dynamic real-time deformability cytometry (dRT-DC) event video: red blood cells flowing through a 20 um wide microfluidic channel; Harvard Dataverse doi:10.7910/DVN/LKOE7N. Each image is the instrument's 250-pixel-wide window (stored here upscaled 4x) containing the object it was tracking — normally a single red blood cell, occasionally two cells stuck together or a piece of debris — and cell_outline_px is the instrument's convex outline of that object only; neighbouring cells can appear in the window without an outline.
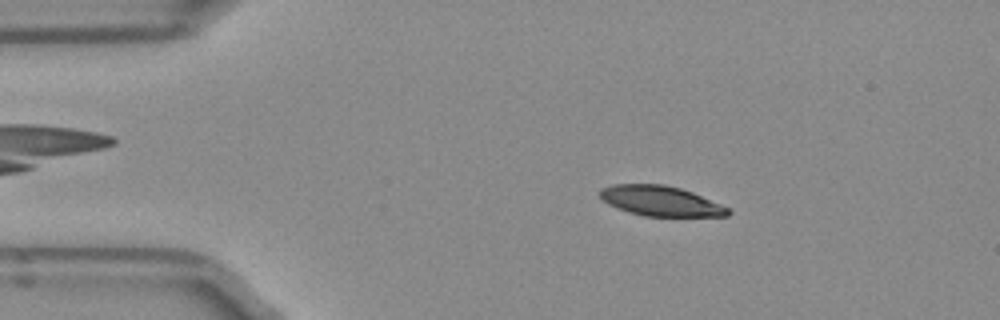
{"species": "Egyptian fruit bat (a non-hibernating species)", "species_latin": "Rousettus aegyptiacus", "temperature_condition": "room temperature", "stored_images_in_passage": 50, "camera_frame_rate_fps": 3000, "um_per_image_px": 0.085, "frame": {"image": 1, "passage_image": 8, "time_ms": 2.333, "image_size_px": [1000, 320], "cell_outline_px": [[732, 212], [728, 216], [644, 216], [628, 212], [616, 208], [608, 204], [600, 196], [600, 188], [612, 184], [664, 184], [680, 188], [692, 192], [720, 204], [728, 208]], "centroid_in_image_um": [56.13, 17.08], "position_along_channel_um": 28.9, "area_um2": 22.43}}
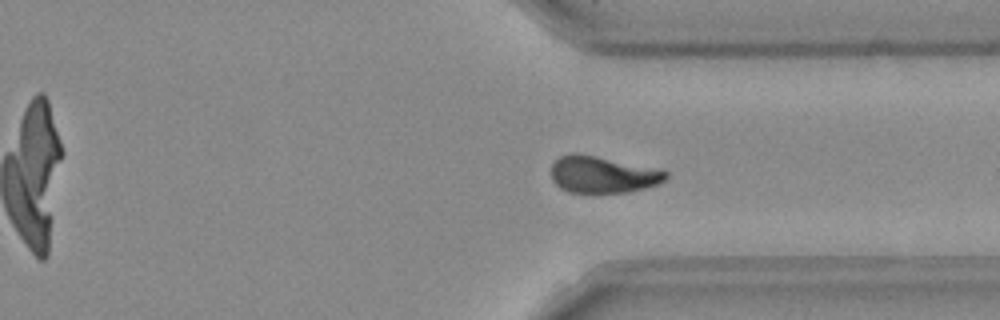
{"frame": {"image": 2, "passage_image": 37, "time_ms": 12.0, "image_size_px": [1000, 320], "cell_outline_px": [[668, 176], [660, 184], [628, 192], [568, 192], [560, 188], [552, 180], [552, 164], [560, 156], [572, 152], [576, 152], [664, 168], [668, 172]], "centroid_in_image_um": [51.29, 14.81], "position_along_channel_um": 360.1, "area_um2": 25.09}}
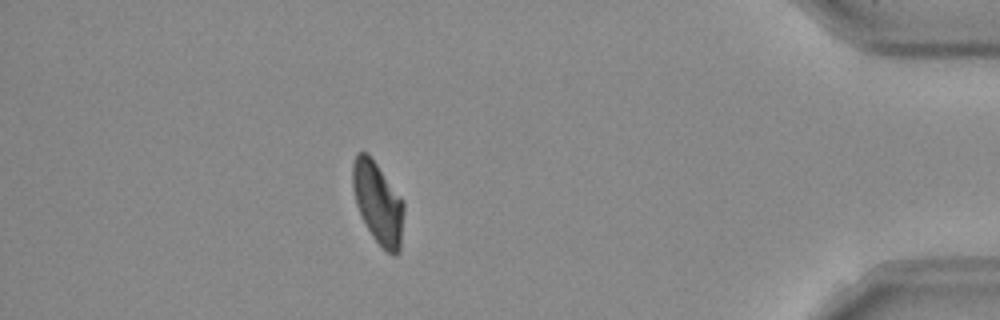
{"frame": {"image": 3, "passage_image": 44, "time_ms": 14.333, "image_size_px": [1000, 320], "cell_outline_px": [[404, 208], [400, 252], [396, 256], [392, 256], [372, 236], [356, 204], [352, 188], [352, 164], [356, 156], [360, 152], [368, 152], [404, 200]], "centroid_in_image_um": [32.14, 17.23], "position_along_channel_um": 403.1, "area_um2": 24.39}, "authors_computed_cell_mechanics": {"area_um2": 24.5072, "velocity_mm_per_s": 3.9472, "shape_relaxation_time_tau1_ms": 9.9126, "shape_relaxation_time_tau2_ms": 5.4441, "deformation_change_tau1": 0.2328, "deformation_change_tau2": 0.1092}}